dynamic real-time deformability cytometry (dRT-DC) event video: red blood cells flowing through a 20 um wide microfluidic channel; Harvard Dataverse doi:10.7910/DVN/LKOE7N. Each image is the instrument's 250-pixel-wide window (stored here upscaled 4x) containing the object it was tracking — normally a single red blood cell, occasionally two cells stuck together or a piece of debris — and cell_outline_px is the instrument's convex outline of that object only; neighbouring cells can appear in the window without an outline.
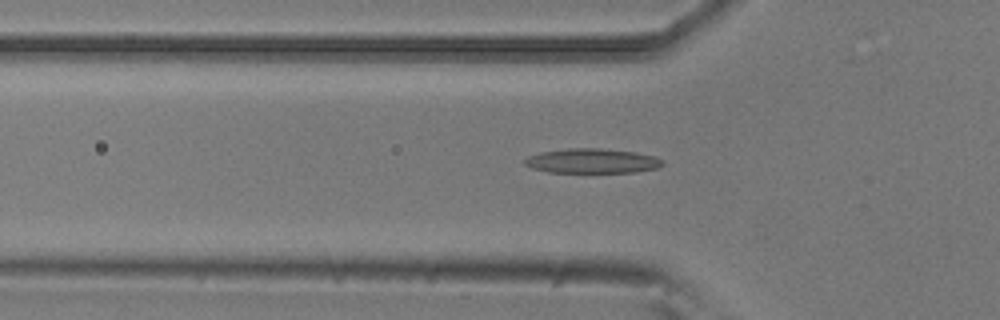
{"species": "common noctule bat (a hibernating species)", "species_latin": "Nyctalus noctula", "temperature_condition": "room temperature", "stored_images_in_passage": 42, "camera_frame_rate_fps": 3000, "um_per_image_px": 0.085, "animal": {"sex": "male", "body_mass_g": 20.5, "forearm_length_mm": 52.5}, "frame": {"image": 1, "passage_image": 11, "time_ms": 3.333, "image_size_px": [1000, 320], "cell_outline_px": [[664, 164], [656, 168], [636, 172], [548, 172], [532, 168], [524, 164], [524, 160], [528, 156], [540, 152], [568, 148], [600, 148], [636, 152], [656, 156], [664, 160]], "centroid_in_image_um": [50.35, 13.67], "position_along_channel_um": 75.5, "area_um2": 19.88}}
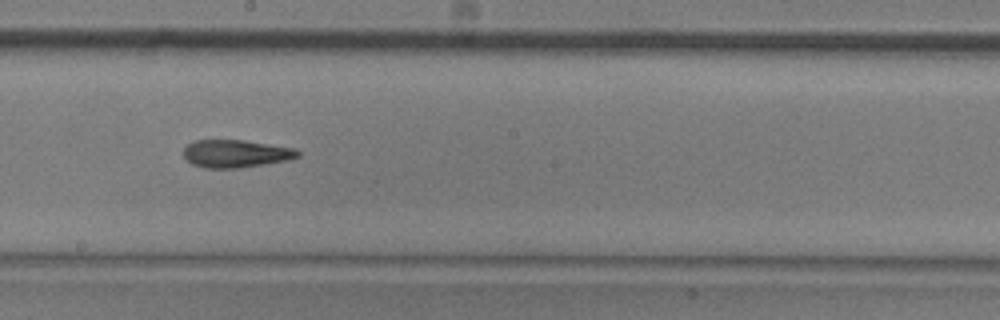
{"frame": {"image": 2, "passage_image": 23, "time_ms": 7.333, "image_size_px": [1000, 320], "cell_outline_px": [[300, 156], [288, 160], [240, 168], [204, 168], [192, 164], [184, 156], [184, 148], [188, 144], [196, 140], [244, 140], [296, 148], [300, 152]], "centroid_in_image_um": [20.07, 13.06], "position_along_channel_um": 228.1, "area_um2": 18.5}}
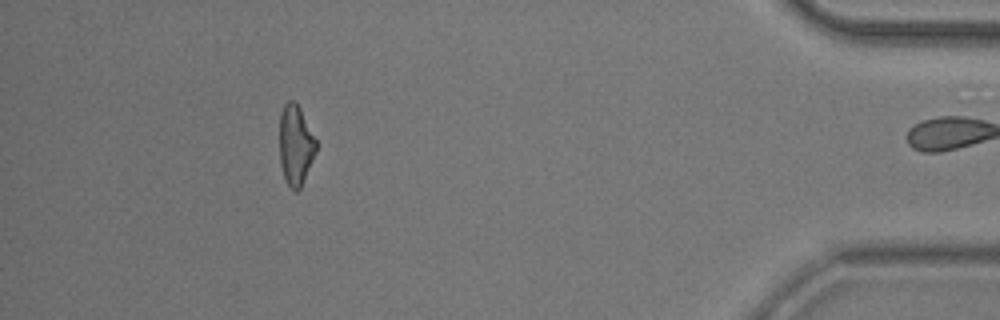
{"frame": {"image": 3, "passage_image": 42, "time_ms": 13.667, "image_size_px": [1000, 320], "cell_outline_px": [[316, 152], [300, 188], [296, 192], [288, 184], [284, 176], [280, 164], [280, 112], [284, 104], [288, 100], [292, 100], [300, 108], [316, 140]], "centroid_in_image_um": [25.11, 12.31], "position_along_channel_um": 410.1, "area_um2": 16.82}, "authors_computed_cell_mechanics": {"area_um2": 18.496, "velocity_mm_per_s": 3.7834, "shape_relaxation_time_tau1_ms": 7.8845, "shape_relaxation_time_tau2_ms": 5.954, "deformation_change_tau1": 0.203, "deformation_change_tau2": 0.1674}}